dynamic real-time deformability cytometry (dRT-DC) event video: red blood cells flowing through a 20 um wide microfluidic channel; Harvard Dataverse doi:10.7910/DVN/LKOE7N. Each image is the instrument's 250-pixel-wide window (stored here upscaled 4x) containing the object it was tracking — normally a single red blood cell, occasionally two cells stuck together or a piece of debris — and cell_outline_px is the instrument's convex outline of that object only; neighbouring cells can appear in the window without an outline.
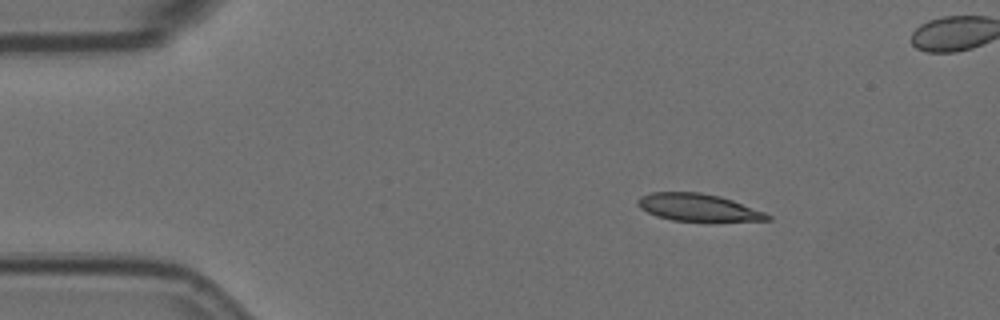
{"species": "Egyptian fruit bat (a non-hibernating species)", "species_latin": "Rousettus aegyptiacus", "temperature_condition": "room temperature", "stored_images_in_passage": 4, "camera_frame_rate_fps": 3000, "um_per_image_px": 0.085, "animal": {"sex": "female"}, "frame": {"image": 1, "passage_image": 2, "time_ms": 0.333, "image_size_px": [1000, 320], "cell_outline_px": [[772, 220], [672, 220], [656, 216], [640, 208], [636, 204], [636, 200], [640, 196], [652, 192], [700, 192], [720, 196], [732, 200], [764, 212], [772, 216]], "centroid_in_image_um": [59.28, 17.61], "position_along_channel_um": 25.7, "area_um2": 20.29}}